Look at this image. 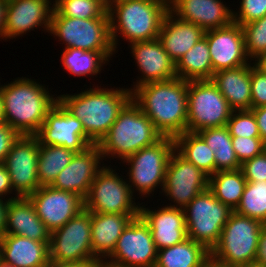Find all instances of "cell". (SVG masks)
<instances>
[{"label": "cell", "mask_w": 266, "mask_h": 267, "mask_svg": "<svg viewBox=\"0 0 266 267\" xmlns=\"http://www.w3.org/2000/svg\"><path fill=\"white\" fill-rule=\"evenodd\" d=\"M50 233L28 197L20 196L8 201L5 234L50 242Z\"/></svg>", "instance_id": "cell-26"}, {"label": "cell", "mask_w": 266, "mask_h": 267, "mask_svg": "<svg viewBox=\"0 0 266 267\" xmlns=\"http://www.w3.org/2000/svg\"><path fill=\"white\" fill-rule=\"evenodd\" d=\"M101 260H90L77 263H60V262H49L48 267H101Z\"/></svg>", "instance_id": "cell-48"}, {"label": "cell", "mask_w": 266, "mask_h": 267, "mask_svg": "<svg viewBox=\"0 0 266 267\" xmlns=\"http://www.w3.org/2000/svg\"><path fill=\"white\" fill-rule=\"evenodd\" d=\"M227 127L231 137H261L251 110H233Z\"/></svg>", "instance_id": "cell-39"}, {"label": "cell", "mask_w": 266, "mask_h": 267, "mask_svg": "<svg viewBox=\"0 0 266 267\" xmlns=\"http://www.w3.org/2000/svg\"><path fill=\"white\" fill-rule=\"evenodd\" d=\"M232 145L240 164L266 150V144L261 137H232Z\"/></svg>", "instance_id": "cell-40"}, {"label": "cell", "mask_w": 266, "mask_h": 267, "mask_svg": "<svg viewBox=\"0 0 266 267\" xmlns=\"http://www.w3.org/2000/svg\"><path fill=\"white\" fill-rule=\"evenodd\" d=\"M139 215L149 225L156 249L161 250L187 239L184 209L168 206L150 210L140 206Z\"/></svg>", "instance_id": "cell-23"}, {"label": "cell", "mask_w": 266, "mask_h": 267, "mask_svg": "<svg viewBox=\"0 0 266 267\" xmlns=\"http://www.w3.org/2000/svg\"><path fill=\"white\" fill-rule=\"evenodd\" d=\"M241 27L248 59L252 61L266 53V15Z\"/></svg>", "instance_id": "cell-38"}, {"label": "cell", "mask_w": 266, "mask_h": 267, "mask_svg": "<svg viewBox=\"0 0 266 267\" xmlns=\"http://www.w3.org/2000/svg\"><path fill=\"white\" fill-rule=\"evenodd\" d=\"M0 267H14V266L6 263L2 259H0Z\"/></svg>", "instance_id": "cell-55"}, {"label": "cell", "mask_w": 266, "mask_h": 267, "mask_svg": "<svg viewBox=\"0 0 266 267\" xmlns=\"http://www.w3.org/2000/svg\"><path fill=\"white\" fill-rule=\"evenodd\" d=\"M137 216L139 214L91 212V246L94 257L106 260L115 249L123 230Z\"/></svg>", "instance_id": "cell-24"}, {"label": "cell", "mask_w": 266, "mask_h": 267, "mask_svg": "<svg viewBox=\"0 0 266 267\" xmlns=\"http://www.w3.org/2000/svg\"><path fill=\"white\" fill-rule=\"evenodd\" d=\"M58 102L83 125L88 141L98 144L132 99L130 88H90L84 92L58 95Z\"/></svg>", "instance_id": "cell-2"}, {"label": "cell", "mask_w": 266, "mask_h": 267, "mask_svg": "<svg viewBox=\"0 0 266 267\" xmlns=\"http://www.w3.org/2000/svg\"><path fill=\"white\" fill-rule=\"evenodd\" d=\"M221 0H169V11L178 19L193 23L204 31L233 22V10Z\"/></svg>", "instance_id": "cell-22"}, {"label": "cell", "mask_w": 266, "mask_h": 267, "mask_svg": "<svg viewBox=\"0 0 266 267\" xmlns=\"http://www.w3.org/2000/svg\"><path fill=\"white\" fill-rule=\"evenodd\" d=\"M100 160L103 162L98 145H90L84 151L74 155L71 162L60 171L50 186L73 192L85 199L97 173L103 168Z\"/></svg>", "instance_id": "cell-19"}, {"label": "cell", "mask_w": 266, "mask_h": 267, "mask_svg": "<svg viewBox=\"0 0 266 267\" xmlns=\"http://www.w3.org/2000/svg\"><path fill=\"white\" fill-rule=\"evenodd\" d=\"M254 262L266 267V225L260 231Z\"/></svg>", "instance_id": "cell-45"}, {"label": "cell", "mask_w": 266, "mask_h": 267, "mask_svg": "<svg viewBox=\"0 0 266 267\" xmlns=\"http://www.w3.org/2000/svg\"><path fill=\"white\" fill-rule=\"evenodd\" d=\"M121 177L104 165L90 186L84 208L93 213L139 214L141 204L136 205L128 182Z\"/></svg>", "instance_id": "cell-10"}, {"label": "cell", "mask_w": 266, "mask_h": 267, "mask_svg": "<svg viewBox=\"0 0 266 267\" xmlns=\"http://www.w3.org/2000/svg\"><path fill=\"white\" fill-rule=\"evenodd\" d=\"M176 75L186 81L211 80L213 68L205 36L178 60Z\"/></svg>", "instance_id": "cell-30"}, {"label": "cell", "mask_w": 266, "mask_h": 267, "mask_svg": "<svg viewBox=\"0 0 266 267\" xmlns=\"http://www.w3.org/2000/svg\"><path fill=\"white\" fill-rule=\"evenodd\" d=\"M49 259L60 263L97 260L91 246V212L89 210L84 208L63 227L50 233Z\"/></svg>", "instance_id": "cell-11"}, {"label": "cell", "mask_w": 266, "mask_h": 267, "mask_svg": "<svg viewBox=\"0 0 266 267\" xmlns=\"http://www.w3.org/2000/svg\"><path fill=\"white\" fill-rule=\"evenodd\" d=\"M251 65V108L266 106V74Z\"/></svg>", "instance_id": "cell-43"}, {"label": "cell", "mask_w": 266, "mask_h": 267, "mask_svg": "<svg viewBox=\"0 0 266 267\" xmlns=\"http://www.w3.org/2000/svg\"><path fill=\"white\" fill-rule=\"evenodd\" d=\"M8 0H0V38L5 40L6 8Z\"/></svg>", "instance_id": "cell-50"}, {"label": "cell", "mask_w": 266, "mask_h": 267, "mask_svg": "<svg viewBox=\"0 0 266 267\" xmlns=\"http://www.w3.org/2000/svg\"><path fill=\"white\" fill-rule=\"evenodd\" d=\"M237 267H264V266L260 265L257 262H251V263H247V264L240 265V266H237Z\"/></svg>", "instance_id": "cell-54"}, {"label": "cell", "mask_w": 266, "mask_h": 267, "mask_svg": "<svg viewBox=\"0 0 266 267\" xmlns=\"http://www.w3.org/2000/svg\"><path fill=\"white\" fill-rule=\"evenodd\" d=\"M211 57L213 75L223 69H234L249 64L241 25L231 24L205 31Z\"/></svg>", "instance_id": "cell-18"}, {"label": "cell", "mask_w": 266, "mask_h": 267, "mask_svg": "<svg viewBox=\"0 0 266 267\" xmlns=\"http://www.w3.org/2000/svg\"><path fill=\"white\" fill-rule=\"evenodd\" d=\"M252 64H254L253 66L258 69L260 72L265 73L266 74V53H263L261 55H259L257 58H255Z\"/></svg>", "instance_id": "cell-51"}, {"label": "cell", "mask_w": 266, "mask_h": 267, "mask_svg": "<svg viewBox=\"0 0 266 267\" xmlns=\"http://www.w3.org/2000/svg\"><path fill=\"white\" fill-rule=\"evenodd\" d=\"M114 52L65 48L61 54V62L65 70L74 76H96Z\"/></svg>", "instance_id": "cell-32"}, {"label": "cell", "mask_w": 266, "mask_h": 267, "mask_svg": "<svg viewBox=\"0 0 266 267\" xmlns=\"http://www.w3.org/2000/svg\"><path fill=\"white\" fill-rule=\"evenodd\" d=\"M157 251L149 225L139 215L123 230L104 261L117 267H154Z\"/></svg>", "instance_id": "cell-13"}, {"label": "cell", "mask_w": 266, "mask_h": 267, "mask_svg": "<svg viewBox=\"0 0 266 267\" xmlns=\"http://www.w3.org/2000/svg\"><path fill=\"white\" fill-rule=\"evenodd\" d=\"M174 150V138L162 137L154 145L142 148L123 161L130 165L127 182L132 194L135 189L141 197H147L156 187L163 190L167 164Z\"/></svg>", "instance_id": "cell-8"}, {"label": "cell", "mask_w": 266, "mask_h": 267, "mask_svg": "<svg viewBox=\"0 0 266 267\" xmlns=\"http://www.w3.org/2000/svg\"><path fill=\"white\" fill-rule=\"evenodd\" d=\"M131 94L163 137L175 138L186 132L188 81L175 77L149 82L136 87Z\"/></svg>", "instance_id": "cell-1"}, {"label": "cell", "mask_w": 266, "mask_h": 267, "mask_svg": "<svg viewBox=\"0 0 266 267\" xmlns=\"http://www.w3.org/2000/svg\"><path fill=\"white\" fill-rule=\"evenodd\" d=\"M209 189V175L174 150L169 158L162 190L171 207L184 209L197 195Z\"/></svg>", "instance_id": "cell-14"}, {"label": "cell", "mask_w": 266, "mask_h": 267, "mask_svg": "<svg viewBox=\"0 0 266 267\" xmlns=\"http://www.w3.org/2000/svg\"><path fill=\"white\" fill-rule=\"evenodd\" d=\"M250 64L217 71L211 78L233 110H251Z\"/></svg>", "instance_id": "cell-28"}, {"label": "cell", "mask_w": 266, "mask_h": 267, "mask_svg": "<svg viewBox=\"0 0 266 267\" xmlns=\"http://www.w3.org/2000/svg\"><path fill=\"white\" fill-rule=\"evenodd\" d=\"M236 213L266 225V180L246 182Z\"/></svg>", "instance_id": "cell-36"}, {"label": "cell", "mask_w": 266, "mask_h": 267, "mask_svg": "<svg viewBox=\"0 0 266 267\" xmlns=\"http://www.w3.org/2000/svg\"><path fill=\"white\" fill-rule=\"evenodd\" d=\"M27 197L50 232L63 227L67 221L84 209L82 197L51 186H41Z\"/></svg>", "instance_id": "cell-17"}, {"label": "cell", "mask_w": 266, "mask_h": 267, "mask_svg": "<svg viewBox=\"0 0 266 267\" xmlns=\"http://www.w3.org/2000/svg\"><path fill=\"white\" fill-rule=\"evenodd\" d=\"M131 53L141 71V77L135 82L131 92L140 85L166 81L177 77L176 64L164 50L159 39L131 43ZM143 75V76H142Z\"/></svg>", "instance_id": "cell-21"}, {"label": "cell", "mask_w": 266, "mask_h": 267, "mask_svg": "<svg viewBox=\"0 0 266 267\" xmlns=\"http://www.w3.org/2000/svg\"><path fill=\"white\" fill-rule=\"evenodd\" d=\"M52 16L109 18L108 0H64L53 10Z\"/></svg>", "instance_id": "cell-37"}, {"label": "cell", "mask_w": 266, "mask_h": 267, "mask_svg": "<svg viewBox=\"0 0 266 267\" xmlns=\"http://www.w3.org/2000/svg\"><path fill=\"white\" fill-rule=\"evenodd\" d=\"M247 182L266 180V150L241 164Z\"/></svg>", "instance_id": "cell-42"}, {"label": "cell", "mask_w": 266, "mask_h": 267, "mask_svg": "<svg viewBox=\"0 0 266 267\" xmlns=\"http://www.w3.org/2000/svg\"><path fill=\"white\" fill-rule=\"evenodd\" d=\"M204 34L205 31L199 26L180 20L168 11L160 27L158 39L176 64Z\"/></svg>", "instance_id": "cell-27"}, {"label": "cell", "mask_w": 266, "mask_h": 267, "mask_svg": "<svg viewBox=\"0 0 266 267\" xmlns=\"http://www.w3.org/2000/svg\"><path fill=\"white\" fill-rule=\"evenodd\" d=\"M168 11L169 0H108L110 36L114 50L121 36L129 44L158 39Z\"/></svg>", "instance_id": "cell-4"}, {"label": "cell", "mask_w": 266, "mask_h": 267, "mask_svg": "<svg viewBox=\"0 0 266 267\" xmlns=\"http://www.w3.org/2000/svg\"><path fill=\"white\" fill-rule=\"evenodd\" d=\"M184 212L187 237L211 252L233 210L207 189L192 199Z\"/></svg>", "instance_id": "cell-7"}, {"label": "cell", "mask_w": 266, "mask_h": 267, "mask_svg": "<svg viewBox=\"0 0 266 267\" xmlns=\"http://www.w3.org/2000/svg\"><path fill=\"white\" fill-rule=\"evenodd\" d=\"M162 137L152 121L131 99L97 145L103 159L117 157L124 161L142 148L154 145Z\"/></svg>", "instance_id": "cell-5"}, {"label": "cell", "mask_w": 266, "mask_h": 267, "mask_svg": "<svg viewBox=\"0 0 266 267\" xmlns=\"http://www.w3.org/2000/svg\"><path fill=\"white\" fill-rule=\"evenodd\" d=\"M175 150L187 161L211 176L215 173L214 152L194 132H185L174 138Z\"/></svg>", "instance_id": "cell-33"}, {"label": "cell", "mask_w": 266, "mask_h": 267, "mask_svg": "<svg viewBox=\"0 0 266 267\" xmlns=\"http://www.w3.org/2000/svg\"><path fill=\"white\" fill-rule=\"evenodd\" d=\"M202 267H228V266L217 263L213 261L211 258H209L208 261Z\"/></svg>", "instance_id": "cell-52"}, {"label": "cell", "mask_w": 266, "mask_h": 267, "mask_svg": "<svg viewBox=\"0 0 266 267\" xmlns=\"http://www.w3.org/2000/svg\"><path fill=\"white\" fill-rule=\"evenodd\" d=\"M187 132L227 126L233 109L212 80L188 81Z\"/></svg>", "instance_id": "cell-9"}, {"label": "cell", "mask_w": 266, "mask_h": 267, "mask_svg": "<svg viewBox=\"0 0 266 267\" xmlns=\"http://www.w3.org/2000/svg\"><path fill=\"white\" fill-rule=\"evenodd\" d=\"M0 259L14 267H48L49 242L5 234L0 238Z\"/></svg>", "instance_id": "cell-25"}, {"label": "cell", "mask_w": 266, "mask_h": 267, "mask_svg": "<svg viewBox=\"0 0 266 267\" xmlns=\"http://www.w3.org/2000/svg\"><path fill=\"white\" fill-rule=\"evenodd\" d=\"M21 135L5 122L0 123V163Z\"/></svg>", "instance_id": "cell-44"}, {"label": "cell", "mask_w": 266, "mask_h": 267, "mask_svg": "<svg viewBox=\"0 0 266 267\" xmlns=\"http://www.w3.org/2000/svg\"><path fill=\"white\" fill-rule=\"evenodd\" d=\"M5 122L3 99L0 93V123Z\"/></svg>", "instance_id": "cell-53"}, {"label": "cell", "mask_w": 266, "mask_h": 267, "mask_svg": "<svg viewBox=\"0 0 266 267\" xmlns=\"http://www.w3.org/2000/svg\"><path fill=\"white\" fill-rule=\"evenodd\" d=\"M15 197L11 196L8 199L0 198V238L5 235L6 231V218H7V206L8 201L14 199ZM5 200V201H3Z\"/></svg>", "instance_id": "cell-49"}, {"label": "cell", "mask_w": 266, "mask_h": 267, "mask_svg": "<svg viewBox=\"0 0 266 267\" xmlns=\"http://www.w3.org/2000/svg\"><path fill=\"white\" fill-rule=\"evenodd\" d=\"M251 111L256 118L260 136L266 144V106L251 108Z\"/></svg>", "instance_id": "cell-47"}, {"label": "cell", "mask_w": 266, "mask_h": 267, "mask_svg": "<svg viewBox=\"0 0 266 267\" xmlns=\"http://www.w3.org/2000/svg\"><path fill=\"white\" fill-rule=\"evenodd\" d=\"M34 136L39 144L62 146L75 153L92 145L87 139L82 122L58 101L47 112L45 121Z\"/></svg>", "instance_id": "cell-16"}, {"label": "cell", "mask_w": 266, "mask_h": 267, "mask_svg": "<svg viewBox=\"0 0 266 267\" xmlns=\"http://www.w3.org/2000/svg\"><path fill=\"white\" fill-rule=\"evenodd\" d=\"M101 267H117V266L110 265L109 263L102 261Z\"/></svg>", "instance_id": "cell-57"}, {"label": "cell", "mask_w": 266, "mask_h": 267, "mask_svg": "<svg viewBox=\"0 0 266 267\" xmlns=\"http://www.w3.org/2000/svg\"><path fill=\"white\" fill-rule=\"evenodd\" d=\"M210 258V251L191 238L157 251L154 267H202Z\"/></svg>", "instance_id": "cell-29"}, {"label": "cell", "mask_w": 266, "mask_h": 267, "mask_svg": "<svg viewBox=\"0 0 266 267\" xmlns=\"http://www.w3.org/2000/svg\"><path fill=\"white\" fill-rule=\"evenodd\" d=\"M51 0H8L5 40L14 39L41 26L49 33L54 8Z\"/></svg>", "instance_id": "cell-20"}, {"label": "cell", "mask_w": 266, "mask_h": 267, "mask_svg": "<svg viewBox=\"0 0 266 267\" xmlns=\"http://www.w3.org/2000/svg\"><path fill=\"white\" fill-rule=\"evenodd\" d=\"M76 153L62 146L39 144L37 175L40 186H50Z\"/></svg>", "instance_id": "cell-35"}, {"label": "cell", "mask_w": 266, "mask_h": 267, "mask_svg": "<svg viewBox=\"0 0 266 267\" xmlns=\"http://www.w3.org/2000/svg\"><path fill=\"white\" fill-rule=\"evenodd\" d=\"M38 156L37 138L21 135L2 162L9 173L15 198L27 197L41 187L37 175Z\"/></svg>", "instance_id": "cell-15"}, {"label": "cell", "mask_w": 266, "mask_h": 267, "mask_svg": "<svg viewBox=\"0 0 266 267\" xmlns=\"http://www.w3.org/2000/svg\"><path fill=\"white\" fill-rule=\"evenodd\" d=\"M214 152L215 173L217 171L238 170L241 164L236 157L232 137L227 126L206 128L197 132Z\"/></svg>", "instance_id": "cell-31"}, {"label": "cell", "mask_w": 266, "mask_h": 267, "mask_svg": "<svg viewBox=\"0 0 266 267\" xmlns=\"http://www.w3.org/2000/svg\"><path fill=\"white\" fill-rule=\"evenodd\" d=\"M239 11L233 12V22L243 26L266 15V0H242Z\"/></svg>", "instance_id": "cell-41"}, {"label": "cell", "mask_w": 266, "mask_h": 267, "mask_svg": "<svg viewBox=\"0 0 266 267\" xmlns=\"http://www.w3.org/2000/svg\"><path fill=\"white\" fill-rule=\"evenodd\" d=\"M246 182L241 169L217 171L209 176V190L234 211L240 204Z\"/></svg>", "instance_id": "cell-34"}, {"label": "cell", "mask_w": 266, "mask_h": 267, "mask_svg": "<svg viewBox=\"0 0 266 267\" xmlns=\"http://www.w3.org/2000/svg\"><path fill=\"white\" fill-rule=\"evenodd\" d=\"M62 1H64V0H55L54 2H53V5H52V7L55 9Z\"/></svg>", "instance_id": "cell-56"}, {"label": "cell", "mask_w": 266, "mask_h": 267, "mask_svg": "<svg viewBox=\"0 0 266 267\" xmlns=\"http://www.w3.org/2000/svg\"><path fill=\"white\" fill-rule=\"evenodd\" d=\"M263 226L260 221L233 211L222 229L219 242L210 252V258L228 267L254 262Z\"/></svg>", "instance_id": "cell-6"}, {"label": "cell", "mask_w": 266, "mask_h": 267, "mask_svg": "<svg viewBox=\"0 0 266 267\" xmlns=\"http://www.w3.org/2000/svg\"><path fill=\"white\" fill-rule=\"evenodd\" d=\"M49 33L58 37L65 48L115 51L110 36L109 18L52 16Z\"/></svg>", "instance_id": "cell-12"}, {"label": "cell", "mask_w": 266, "mask_h": 267, "mask_svg": "<svg viewBox=\"0 0 266 267\" xmlns=\"http://www.w3.org/2000/svg\"><path fill=\"white\" fill-rule=\"evenodd\" d=\"M48 88L34 79L17 78L1 85L5 123L20 135L34 136L45 121L47 112L58 101Z\"/></svg>", "instance_id": "cell-3"}, {"label": "cell", "mask_w": 266, "mask_h": 267, "mask_svg": "<svg viewBox=\"0 0 266 267\" xmlns=\"http://www.w3.org/2000/svg\"><path fill=\"white\" fill-rule=\"evenodd\" d=\"M10 193H13L10 176L4 165L0 163V198L5 199Z\"/></svg>", "instance_id": "cell-46"}]
</instances>
